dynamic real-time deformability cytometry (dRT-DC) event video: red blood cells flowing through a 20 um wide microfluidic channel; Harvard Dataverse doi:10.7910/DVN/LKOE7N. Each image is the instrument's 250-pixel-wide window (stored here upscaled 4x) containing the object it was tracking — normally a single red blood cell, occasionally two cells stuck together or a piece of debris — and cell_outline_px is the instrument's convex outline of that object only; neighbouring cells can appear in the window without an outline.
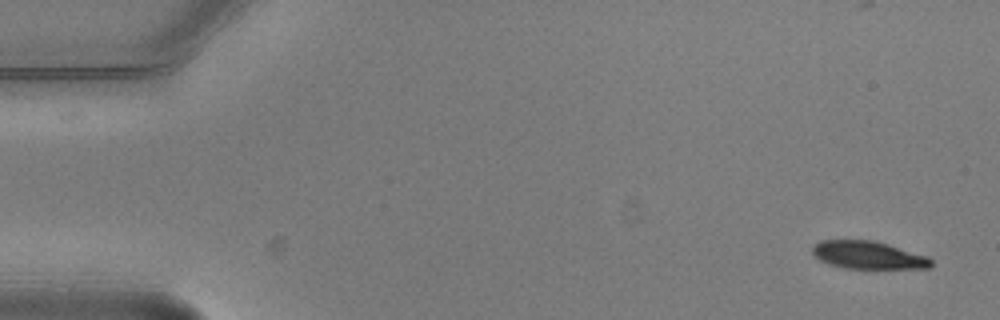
{"species": "common noctule bat (a hibernating species)", "species_latin": "Nyctalus noctula", "temperature_condition": "warm", "stored_images_in_passage": 5, "camera_frame_rate_fps": 3000, "um_per_image_px": 0.085, "animal": {"sex": "male", "body_mass_g": 20.5, "forearm_length_mm": 52.5}, "frame": {"image": 1, "passage_image": 1, "time_ms": 0.0, "image_size_px": [1000, 320], "cell_outline_px": [[932, 268], [844, 268], [828, 264], [820, 260], [812, 252], [812, 244], [820, 240], [872, 240], [888, 244], [928, 256], [932, 260]], "centroid_in_image_um": [73.78, 21.67], "position_along_channel_um": 11.2, "area_um2": 19.25}}
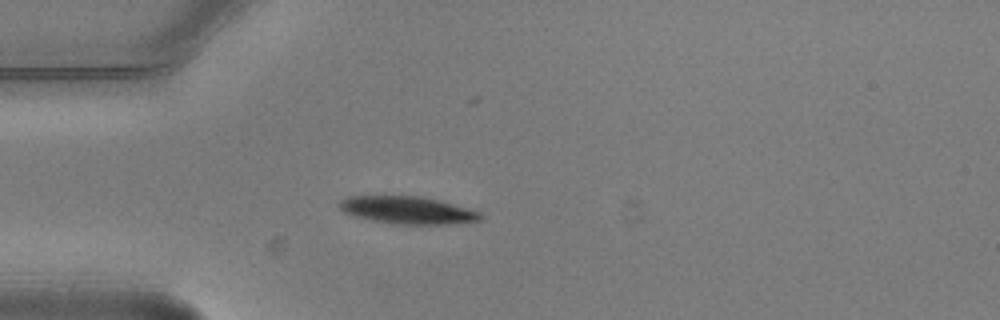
{"frame": {"image": 2, "passage_image": 4, "time_ms": 1.0, "image_size_px": [1000, 320], "cell_outline_px": [[484, 216], [480, 220], [448, 224], [396, 224], [372, 220], [356, 216], [344, 212], [340, 208], [340, 200], [348, 196], [420, 196], [468, 208], [480, 212]], "centroid_in_image_um": [34.64, 17.86], "position_along_channel_um": 50.4, "area_um2": 22.25}}